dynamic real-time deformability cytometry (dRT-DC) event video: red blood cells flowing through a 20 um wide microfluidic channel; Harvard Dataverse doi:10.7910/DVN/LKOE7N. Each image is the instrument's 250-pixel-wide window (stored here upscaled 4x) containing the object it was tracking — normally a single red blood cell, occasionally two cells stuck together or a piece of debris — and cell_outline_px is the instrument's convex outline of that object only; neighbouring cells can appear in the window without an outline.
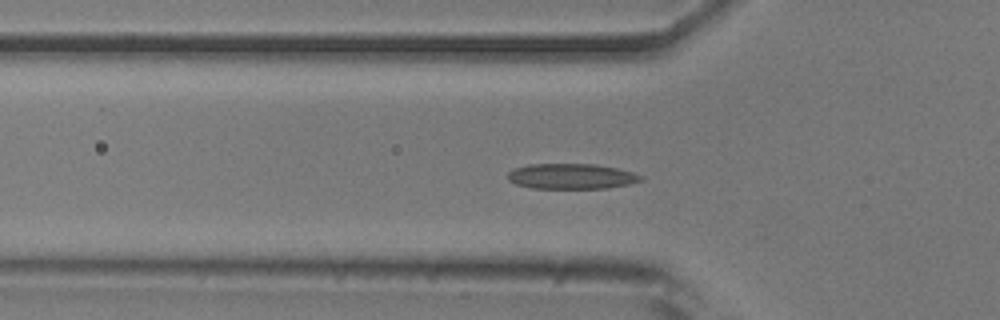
{"species": "common noctule bat (a hibernating species)", "species_latin": "Nyctalus noctula", "temperature_condition": "room temperature", "stored_images_in_passage": 53, "camera_frame_rate_fps": 3000, "um_per_image_px": 0.085, "animal": {"sex": "male", "body_mass_g": 20.5, "forearm_length_mm": 52.5}, "frame": {"image": 1, "passage_image": 17, "time_ms": 5.333, "image_size_px": [1000, 320], "cell_outline_px": [[644, 180], [628, 184], [608, 188], [532, 188], [516, 184], [508, 180], [508, 172], [512, 168], [528, 164], [596, 164], [616, 168], [632, 172], [644, 176]], "centroid_in_image_um": [48.56, 14.98], "position_along_channel_um": 77.2, "area_um2": 19.77}}
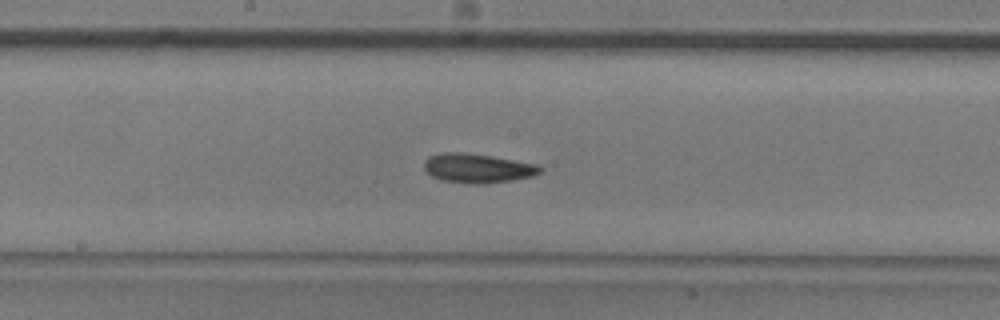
{"frame": {"image": 2, "passage_image": 27, "time_ms": 8.667, "image_size_px": [1000, 320], "cell_outline_px": [[544, 168], [540, 172], [532, 176], [512, 180], [484, 184], [472, 184], [440, 180], [432, 176], [424, 168], [424, 160], [428, 156], [440, 152], [460, 152], [488, 156], [536, 164]], "centroid_in_image_um": [40.55, 14.3], "position_along_channel_um": 207.7, "area_um2": 19.65}}
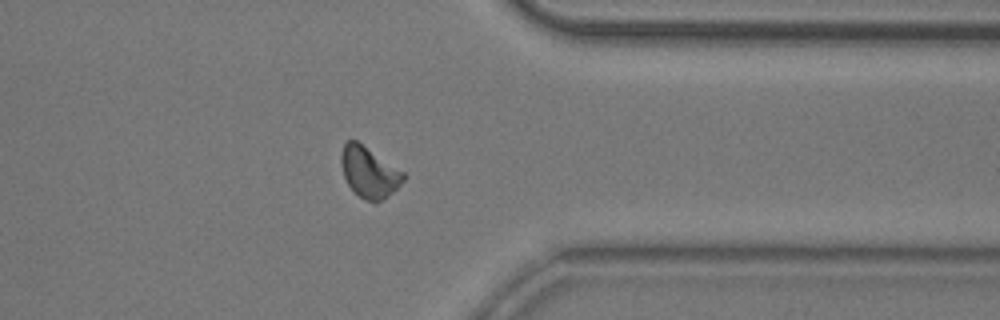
{"frame": {"image": 3, "passage_image": 41, "time_ms": 13.333, "image_size_px": [1000, 320], "cell_outline_px": [[408, 176], [388, 196], [380, 200], [368, 200], [360, 196], [348, 184], [344, 176], [340, 164], [340, 156], [344, 144], [348, 140], [356, 140], [404, 172]], "centroid_in_image_um": [31.37, 14.6], "position_along_channel_um": 380.0, "area_um2": 18.03}, "authors_computed_cell_mechanics": {"area_um2": 18.785, "velocity_mm_per_s": 3.8721, "shape_relaxation_time_tau1_ms": 9.5737, "shape_relaxation_time_tau2_ms": 5.338, "deformation_change_tau1": 0.1949, "deformation_change_tau2": 0.1204}}